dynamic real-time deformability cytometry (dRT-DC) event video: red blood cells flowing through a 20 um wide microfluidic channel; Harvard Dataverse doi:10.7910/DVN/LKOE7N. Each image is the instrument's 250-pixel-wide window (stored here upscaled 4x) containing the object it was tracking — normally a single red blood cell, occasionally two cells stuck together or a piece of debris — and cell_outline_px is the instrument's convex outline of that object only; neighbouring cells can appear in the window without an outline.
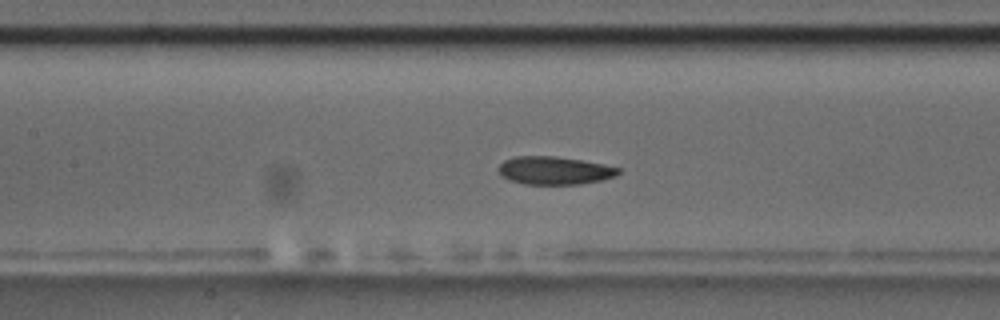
{"species": "common noctule bat (a hibernating species)", "species_latin": "Nyctalus noctula", "temperature_condition": "room temperature", "stored_images_in_passage": 57, "camera_frame_rate_fps": 3000, "um_per_image_px": 0.085, "animal": {"sex": "male", "body_mass_g": 17.5, "forearm_length_mm": 52.3}, "frame": {"image": 1, "passage_image": 25, "time_ms": 8.0, "image_size_px": [1000, 320], "cell_outline_px": [[620, 172], [616, 176], [604, 180], [580, 184], [524, 184], [508, 180], [500, 176], [496, 168], [504, 160], [516, 156], [556, 156], [604, 164], [620, 168]], "centroid_in_image_um": [47.1, 14.5], "position_along_channel_um": 160.3, "area_um2": 19.83}}
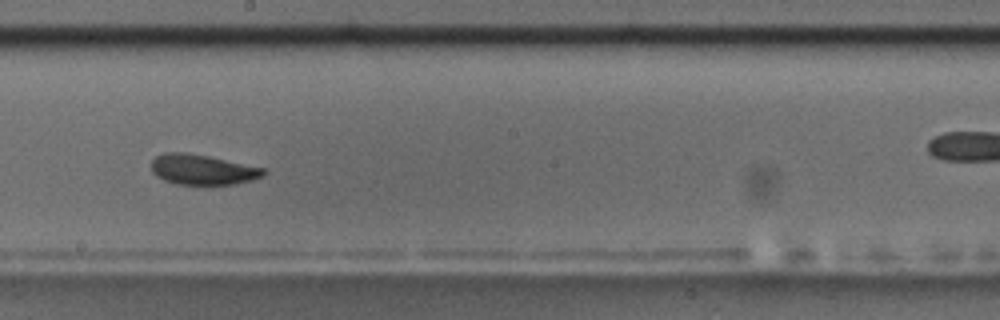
{"frame": {"image": 2, "passage_image": 31, "time_ms": 10.0, "image_size_px": [1000, 320], "cell_outline_px": [[268, 172], [264, 176], [252, 180], [236, 184], [176, 184], [164, 180], [156, 176], [152, 172], [152, 160], [156, 156], [164, 152], [188, 152], [208, 156], [264, 168]], "centroid_in_image_um": [17.22, 14.41], "position_along_channel_um": 231.0, "area_um2": 19.83}}
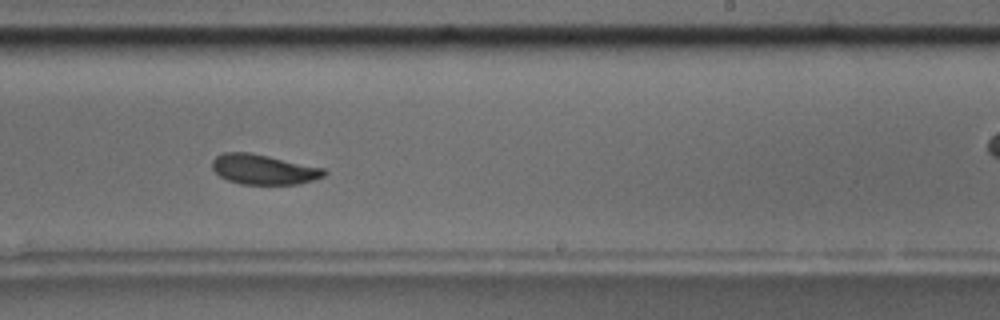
{"frame": {"image": 3, "passage_image": 34, "time_ms": 11.0, "image_size_px": [1000, 320], "cell_outline_px": [[328, 172], [324, 176], [312, 180], [296, 184], [240, 184], [228, 180], [220, 176], [212, 168], [212, 160], [216, 156], [224, 152], [248, 152], [268, 156], [324, 168]], "centroid_in_image_um": [22.39, 14.4], "position_along_channel_um": 266.6, "area_um2": 19.42}, "authors_computed_cell_mechanics": {"area_um2": 19.9988, "velocity_mm_per_s": 3.5676, "shape_relaxation_time_tau1_ms": 7.9505, "shape_relaxation_time_tau2_ms": 4.4935, "deformation_change_tau1": 0.1414, "deformation_change_tau2": 0.0956}}